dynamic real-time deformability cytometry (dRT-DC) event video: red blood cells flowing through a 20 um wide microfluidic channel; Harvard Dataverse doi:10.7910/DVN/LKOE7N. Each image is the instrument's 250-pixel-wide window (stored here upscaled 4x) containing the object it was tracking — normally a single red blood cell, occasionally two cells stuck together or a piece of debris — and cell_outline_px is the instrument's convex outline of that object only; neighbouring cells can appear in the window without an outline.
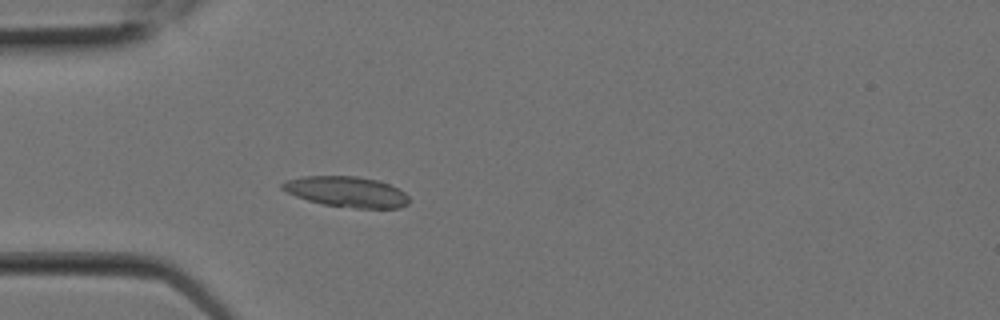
{"species": "Egyptian fruit bat (a non-hibernating species)", "species_latin": "Rousettus aegyptiacus", "temperature_condition": "room temperature", "stored_images_in_passage": 8, "camera_frame_rate_fps": 3000, "um_per_image_px": 0.085, "animal": {"sex": "female"}, "frame": {"image": 1, "passage_image": 5, "time_ms": 1.333, "image_size_px": [1000, 320], "cell_outline_px": [[408, 204], [400, 208], [352, 208], [324, 204], [308, 200], [296, 196], [280, 188], [280, 184], [284, 180], [304, 176], [356, 176], [376, 180], [388, 184], [404, 192], [408, 196]], "centroid_in_image_um": [29.44, 16.3], "position_along_channel_um": 55.6, "area_um2": 22.48}}
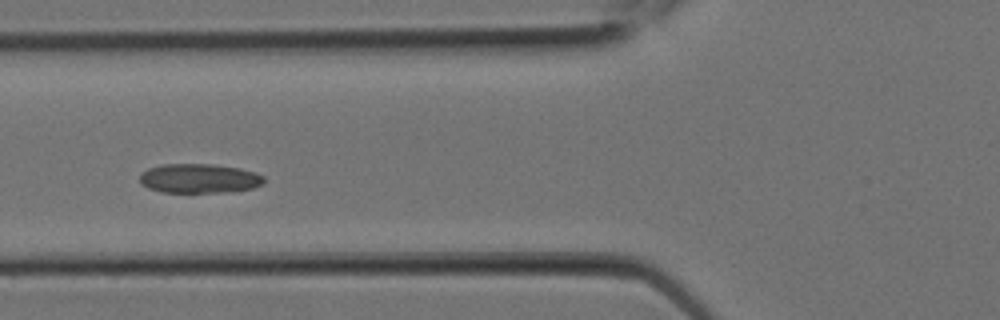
{"frame": {"image": 2, "passage_image": 7, "time_ms": 2.0, "image_size_px": [1000, 320], "cell_outline_px": [[264, 184], [252, 188], [220, 192], [160, 192], [148, 188], [140, 184], [140, 176], [148, 168], [164, 164], [212, 164], [240, 168], [256, 172], [264, 176]], "centroid_in_image_um": [16.94, 15.16], "position_along_channel_um": 108.9, "area_um2": 21.21}}
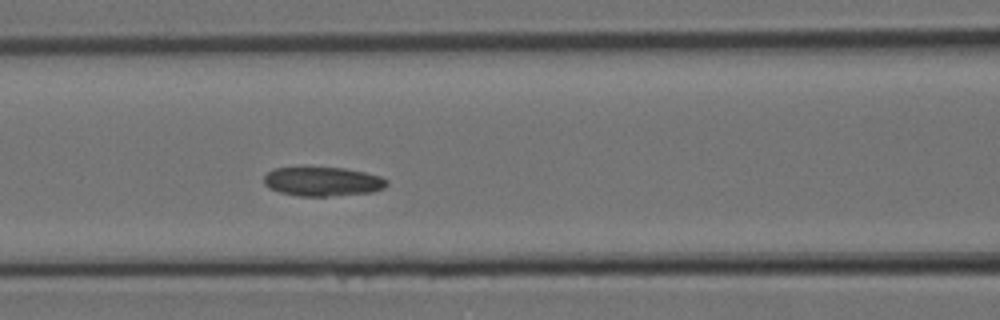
{"frame": {"image": 3, "passage_image": 8, "time_ms": 2.333, "image_size_px": [1000, 320], "cell_outline_px": [[388, 184], [384, 188], [372, 192], [328, 196], [300, 196], [280, 192], [268, 188], [264, 184], [264, 176], [272, 168], [344, 168], [364, 172], [380, 176], [388, 180]], "centroid_in_image_um": [27.42, 15.43], "position_along_channel_um": 139.2, "area_um2": 20.75}}